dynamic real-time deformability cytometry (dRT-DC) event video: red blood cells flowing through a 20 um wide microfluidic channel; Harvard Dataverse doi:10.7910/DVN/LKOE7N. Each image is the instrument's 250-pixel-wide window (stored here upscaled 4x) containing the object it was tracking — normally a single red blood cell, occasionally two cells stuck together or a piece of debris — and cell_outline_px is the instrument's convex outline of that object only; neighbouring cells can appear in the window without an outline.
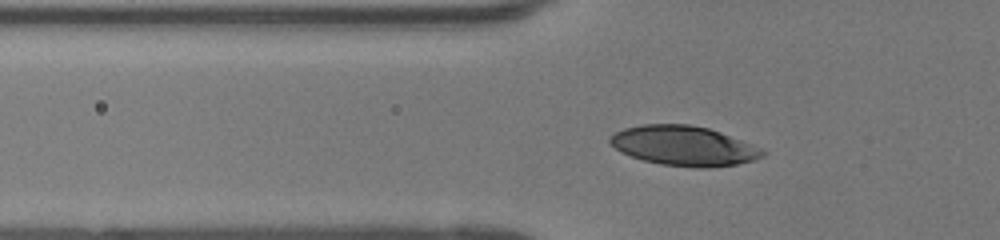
{"species": "human", "species_latin": "Homo sapiens", "temperature_condition": "room temperature", "stored_images_in_passage": 41, "camera_frame_rate_fps": 3000, "um_per_image_px": 0.085, "donor": {"sex": "female"}, "frame": {"image": 1, "passage_image": 8, "time_ms": 2.333, "image_size_px": [1000, 240], "cell_outline_px": [[768, 152], [764, 156], [752, 160], [736, 164], [712, 168], [696, 168], [660, 164], [644, 160], [620, 152], [608, 140], [616, 132], [624, 128], [640, 124], [688, 124], [708, 128], [720, 132], [760, 148]], "centroid_in_image_um": [58.12, 12.4], "position_along_channel_um": 67.7, "area_um2": 35.14}}
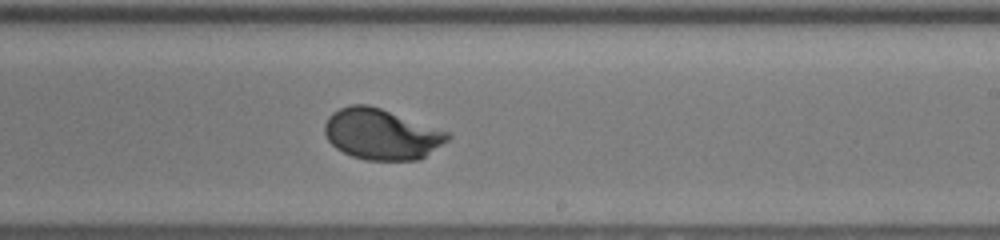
{"frame": {"image": 2, "passage_image": 22, "time_ms": 7.0, "image_size_px": [1000, 240], "cell_outline_px": [[452, 136], [448, 140], [420, 160], [368, 160], [352, 156], [336, 148], [328, 140], [324, 132], [324, 124], [328, 116], [332, 112], [348, 104], [368, 104], [452, 132]], "centroid_in_image_um": [32.44, 11.39], "position_along_channel_um": 256.6, "area_um2": 36.65}}
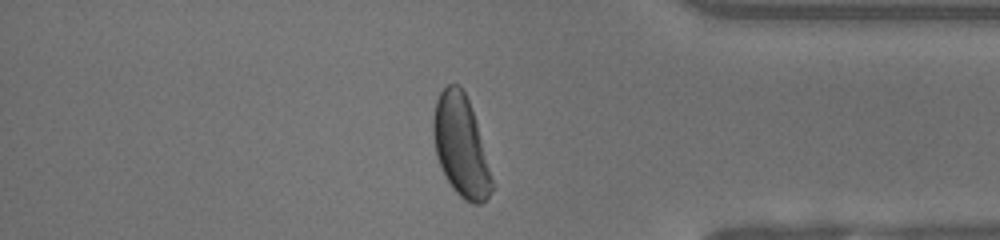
{"frame": {"image": 3, "passage_image": 33, "time_ms": 10.667, "image_size_px": [1000, 240], "cell_outline_px": [[496, 188], [480, 204], [472, 204], [464, 200], [452, 188], [436, 156], [432, 132], [432, 120], [436, 100], [440, 92], [448, 84], [460, 84], [468, 100], [476, 120], [496, 184]], "centroid_in_image_um": [39.21, 12.43], "position_along_channel_um": 396.0, "area_um2": 35.03}}